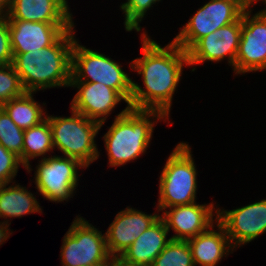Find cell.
Instances as JSON below:
<instances>
[{"label":"cell","mask_w":266,"mask_h":266,"mask_svg":"<svg viewBox=\"0 0 266 266\" xmlns=\"http://www.w3.org/2000/svg\"><path fill=\"white\" fill-rule=\"evenodd\" d=\"M79 90L71 102V109L102 126L115 106L125 99L114 89L102 83L70 82ZM101 117V118H100Z\"/></svg>","instance_id":"cell-15"},{"label":"cell","mask_w":266,"mask_h":266,"mask_svg":"<svg viewBox=\"0 0 266 266\" xmlns=\"http://www.w3.org/2000/svg\"><path fill=\"white\" fill-rule=\"evenodd\" d=\"M161 0H127V2L122 3L120 8L125 14V29L126 31L136 30L139 32L141 27L139 22L146 15V12L153 4Z\"/></svg>","instance_id":"cell-26"},{"label":"cell","mask_w":266,"mask_h":266,"mask_svg":"<svg viewBox=\"0 0 266 266\" xmlns=\"http://www.w3.org/2000/svg\"><path fill=\"white\" fill-rule=\"evenodd\" d=\"M249 6V0H210L180 29L173 41L186 52L201 38L236 22Z\"/></svg>","instance_id":"cell-8"},{"label":"cell","mask_w":266,"mask_h":266,"mask_svg":"<svg viewBox=\"0 0 266 266\" xmlns=\"http://www.w3.org/2000/svg\"><path fill=\"white\" fill-rule=\"evenodd\" d=\"M25 92L12 63L0 65V107Z\"/></svg>","instance_id":"cell-25"},{"label":"cell","mask_w":266,"mask_h":266,"mask_svg":"<svg viewBox=\"0 0 266 266\" xmlns=\"http://www.w3.org/2000/svg\"><path fill=\"white\" fill-rule=\"evenodd\" d=\"M242 15L234 23L225 25L199 39L188 51L189 65L205 61H221L227 55L228 63L234 67L241 36Z\"/></svg>","instance_id":"cell-12"},{"label":"cell","mask_w":266,"mask_h":266,"mask_svg":"<svg viewBox=\"0 0 266 266\" xmlns=\"http://www.w3.org/2000/svg\"><path fill=\"white\" fill-rule=\"evenodd\" d=\"M74 24L8 20L12 53H27L53 45Z\"/></svg>","instance_id":"cell-14"},{"label":"cell","mask_w":266,"mask_h":266,"mask_svg":"<svg viewBox=\"0 0 266 266\" xmlns=\"http://www.w3.org/2000/svg\"><path fill=\"white\" fill-rule=\"evenodd\" d=\"M248 6L242 13L241 36L234 65L235 74L266 70V16Z\"/></svg>","instance_id":"cell-10"},{"label":"cell","mask_w":266,"mask_h":266,"mask_svg":"<svg viewBox=\"0 0 266 266\" xmlns=\"http://www.w3.org/2000/svg\"><path fill=\"white\" fill-rule=\"evenodd\" d=\"M159 218L160 214L147 215L130 207L118 212L105 233L107 249L110 255L113 258H119Z\"/></svg>","instance_id":"cell-13"},{"label":"cell","mask_w":266,"mask_h":266,"mask_svg":"<svg viewBox=\"0 0 266 266\" xmlns=\"http://www.w3.org/2000/svg\"><path fill=\"white\" fill-rule=\"evenodd\" d=\"M151 266H195L187 240H171Z\"/></svg>","instance_id":"cell-23"},{"label":"cell","mask_w":266,"mask_h":266,"mask_svg":"<svg viewBox=\"0 0 266 266\" xmlns=\"http://www.w3.org/2000/svg\"><path fill=\"white\" fill-rule=\"evenodd\" d=\"M71 111L70 117L46 114L52 131L53 147L59 149L63 156L79 160L87 168L99 157L94 139L102 126L73 109Z\"/></svg>","instance_id":"cell-5"},{"label":"cell","mask_w":266,"mask_h":266,"mask_svg":"<svg viewBox=\"0 0 266 266\" xmlns=\"http://www.w3.org/2000/svg\"><path fill=\"white\" fill-rule=\"evenodd\" d=\"M60 257L62 266L106 265L113 258L105 234L79 216L64 235Z\"/></svg>","instance_id":"cell-7"},{"label":"cell","mask_w":266,"mask_h":266,"mask_svg":"<svg viewBox=\"0 0 266 266\" xmlns=\"http://www.w3.org/2000/svg\"><path fill=\"white\" fill-rule=\"evenodd\" d=\"M74 26L53 45L27 53H13L12 65L26 92L70 86Z\"/></svg>","instance_id":"cell-2"},{"label":"cell","mask_w":266,"mask_h":266,"mask_svg":"<svg viewBox=\"0 0 266 266\" xmlns=\"http://www.w3.org/2000/svg\"><path fill=\"white\" fill-rule=\"evenodd\" d=\"M0 185V218L22 217L23 215L42 212L34 195L19 184Z\"/></svg>","instance_id":"cell-20"},{"label":"cell","mask_w":266,"mask_h":266,"mask_svg":"<svg viewBox=\"0 0 266 266\" xmlns=\"http://www.w3.org/2000/svg\"><path fill=\"white\" fill-rule=\"evenodd\" d=\"M35 171V185L49 201H67L78 184V168H86L79 160L66 156L44 157Z\"/></svg>","instance_id":"cell-9"},{"label":"cell","mask_w":266,"mask_h":266,"mask_svg":"<svg viewBox=\"0 0 266 266\" xmlns=\"http://www.w3.org/2000/svg\"><path fill=\"white\" fill-rule=\"evenodd\" d=\"M8 223V219L6 221L4 220L3 222H0V244H3V242H5L9 237L10 231H8V227L10 224Z\"/></svg>","instance_id":"cell-29"},{"label":"cell","mask_w":266,"mask_h":266,"mask_svg":"<svg viewBox=\"0 0 266 266\" xmlns=\"http://www.w3.org/2000/svg\"><path fill=\"white\" fill-rule=\"evenodd\" d=\"M155 117L158 120H167L160 111L133 109L127 105L114 118V123L103 137L109 166L124 165L146 152L155 125L150 119Z\"/></svg>","instance_id":"cell-3"},{"label":"cell","mask_w":266,"mask_h":266,"mask_svg":"<svg viewBox=\"0 0 266 266\" xmlns=\"http://www.w3.org/2000/svg\"><path fill=\"white\" fill-rule=\"evenodd\" d=\"M169 231L160 217L154 224L145 230L119 257L130 266H151L156 257L172 240L167 239Z\"/></svg>","instance_id":"cell-18"},{"label":"cell","mask_w":266,"mask_h":266,"mask_svg":"<svg viewBox=\"0 0 266 266\" xmlns=\"http://www.w3.org/2000/svg\"><path fill=\"white\" fill-rule=\"evenodd\" d=\"M105 266H130L123 263L119 258H112Z\"/></svg>","instance_id":"cell-31"},{"label":"cell","mask_w":266,"mask_h":266,"mask_svg":"<svg viewBox=\"0 0 266 266\" xmlns=\"http://www.w3.org/2000/svg\"><path fill=\"white\" fill-rule=\"evenodd\" d=\"M217 228L213 230V225L197 236L188 239L194 265L216 266L223 256L228 255L232 245L230 244L225 228L217 220ZM212 228V229H211Z\"/></svg>","instance_id":"cell-19"},{"label":"cell","mask_w":266,"mask_h":266,"mask_svg":"<svg viewBox=\"0 0 266 266\" xmlns=\"http://www.w3.org/2000/svg\"><path fill=\"white\" fill-rule=\"evenodd\" d=\"M54 149L52 143V131L49 120L46 118L40 124L24 130V143L22 150V166L29 172V160L38 156H44Z\"/></svg>","instance_id":"cell-22"},{"label":"cell","mask_w":266,"mask_h":266,"mask_svg":"<svg viewBox=\"0 0 266 266\" xmlns=\"http://www.w3.org/2000/svg\"><path fill=\"white\" fill-rule=\"evenodd\" d=\"M143 57L131 61V68L142 75L145 90L132 82L130 108L157 110L167 119L173 94L182 75V68L189 66L187 52L174 41L161 47L142 33Z\"/></svg>","instance_id":"cell-1"},{"label":"cell","mask_w":266,"mask_h":266,"mask_svg":"<svg viewBox=\"0 0 266 266\" xmlns=\"http://www.w3.org/2000/svg\"><path fill=\"white\" fill-rule=\"evenodd\" d=\"M217 220L225 228L234 250L266 232V199L229 211L219 208Z\"/></svg>","instance_id":"cell-11"},{"label":"cell","mask_w":266,"mask_h":266,"mask_svg":"<svg viewBox=\"0 0 266 266\" xmlns=\"http://www.w3.org/2000/svg\"><path fill=\"white\" fill-rule=\"evenodd\" d=\"M32 94L33 92H25L1 106L14 123L23 130L34 127L46 119L43 108L33 99Z\"/></svg>","instance_id":"cell-21"},{"label":"cell","mask_w":266,"mask_h":266,"mask_svg":"<svg viewBox=\"0 0 266 266\" xmlns=\"http://www.w3.org/2000/svg\"><path fill=\"white\" fill-rule=\"evenodd\" d=\"M10 7V0H0V15H7Z\"/></svg>","instance_id":"cell-30"},{"label":"cell","mask_w":266,"mask_h":266,"mask_svg":"<svg viewBox=\"0 0 266 266\" xmlns=\"http://www.w3.org/2000/svg\"><path fill=\"white\" fill-rule=\"evenodd\" d=\"M8 20L74 24L67 0H10Z\"/></svg>","instance_id":"cell-17"},{"label":"cell","mask_w":266,"mask_h":266,"mask_svg":"<svg viewBox=\"0 0 266 266\" xmlns=\"http://www.w3.org/2000/svg\"><path fill=\"white\" fill-rule=\"evenodd\" d=\"M24 130L0 107V144L19 157L22 163Z\"/></svg>","instance_id":"cell-24"},{"label":"cell","mask_w":266,"mask_h":266,"mask_svg":"<svg viewBox=\"0 0 266 266\" xmlns=\"http://www.w3.org/2000/svg\"><path fill=\"white\" fill-rule=\"evenodd\" d=\"M122 66L106 55L96 52L74 41L70 82L102 83L116 90L127 105L132 96V79Z\"/></svg>","instance_id":"cell-6"},{"label":"cell","mask_w":266,"mask_h":266,"mask_svg":"<svg viewBox=\"0 0 266 266\" xmlns=\"http://www.w3.org/2000/svg\"><path fill=\"white\" fill-rule=\"evenodd\" d=\"M20 159L0 144V185L9 184L17 175Z\"/></svg>","instance_id":"cell-27"},{"label":"cell","mask_w":266,"mask_h":266,"mask_svg":"<svg viewBox=\"0 0 266 266\" xmlns=\"http://www.w3.org/2000/svg\"><path fill=\"white\" fill-rule=\"evenodd\" d=\"M192 156L190 146L180 142L168 157L160 175L158 211L195 202L197 170Z\"/></svg>","instance_id":"cell-4"},{"label":"cell","mask_w":266,"mask_h":266,"mask_svg":"<svg viewBox=\"0 0 266 266\" xmlns=\"http://www.w3.org/2000/svg\"><path fill=\"white\" fill-rule=\"evenodd\" d=\"M214 204L209 203L199 205L196 202L188 205H179L170 207V211L163 210L160 217L163 219L167 230L170 232V228L176 233L172 237L173 240H188L201 234L207 230L213 221L217 220V210L216 219L213 220V210Z\"/></svg>","instance_id":"cell-16"},{"label":"cell","mask_w":266,"mask_h":266,"mask_svg":"<svg viewBox=\"0 0 266 266\" xmlns=\"http://www.w3.org/2000/svg\"><path fill=\"white\" fill-rule=\"evenodd\" d=\"M257 1H258V0H249V6L251 7V5L254 4V3L257 2ZM262 1H264L265 4H266V0H262ZM265 9H266V8H265ZM265 9H263V10L257 12V13L266 16V10H265Z\"/></svg>","instance_id":"cell-32"},{"label":"cell","mask_w":266,"mask_h":266,"mask_svg":"<svg viewBox=\"0 0 266 266\" xmlns=\"http://www.w3.org/2000/svg\"><path fill=\"white\" fill-rule=\"evenodd\" d=\"M13 62L10 31L6 15H0V65H8Z\"/></svg>","instance_id":"cell-28"}]
</instances>
